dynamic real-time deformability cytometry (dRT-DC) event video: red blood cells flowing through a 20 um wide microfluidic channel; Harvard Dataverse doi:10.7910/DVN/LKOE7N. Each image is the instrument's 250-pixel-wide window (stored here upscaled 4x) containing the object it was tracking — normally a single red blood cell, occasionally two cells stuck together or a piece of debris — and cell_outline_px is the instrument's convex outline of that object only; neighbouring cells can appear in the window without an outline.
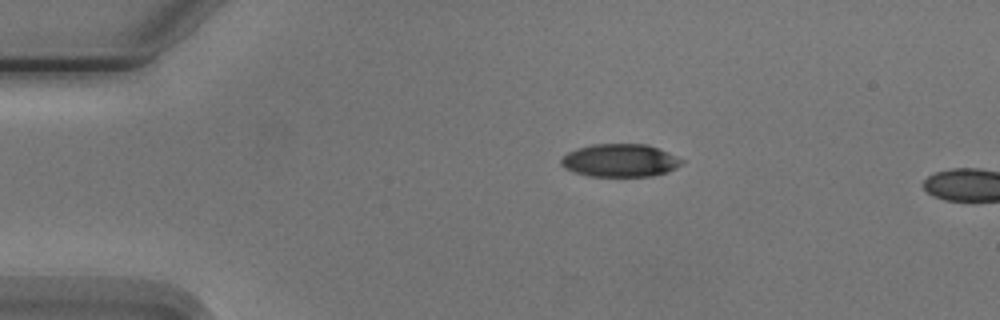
{"species": "Egyptian fruit bat (a non-hibernating species)", "species_latin": "Rousettus aegyptiacus", "temperature_condition": "cold", "stored_images_in_passage": 2, "camera_frame_rate_fps": 3000, "um_per_image_px": 0.085, "animal": {"sex": "male"}, "frame": {"image": 1, "passage_image": 1, "time_ms": 0.0, "image_size_px": [1000, 320], "cell_outline_px": [[684, 160], [676, 168], [668, 172], [652, 176], [588, 176], [572, 172], [564, 168], [560, 164], [560, 160], [568, 152], [576, 148], [592, 144], [648, 144], [668, 152]], "centroid_in_image_um": [52.68, 13.64], "position_along_channel_um": 32.3, "area_um2": 23.29}}